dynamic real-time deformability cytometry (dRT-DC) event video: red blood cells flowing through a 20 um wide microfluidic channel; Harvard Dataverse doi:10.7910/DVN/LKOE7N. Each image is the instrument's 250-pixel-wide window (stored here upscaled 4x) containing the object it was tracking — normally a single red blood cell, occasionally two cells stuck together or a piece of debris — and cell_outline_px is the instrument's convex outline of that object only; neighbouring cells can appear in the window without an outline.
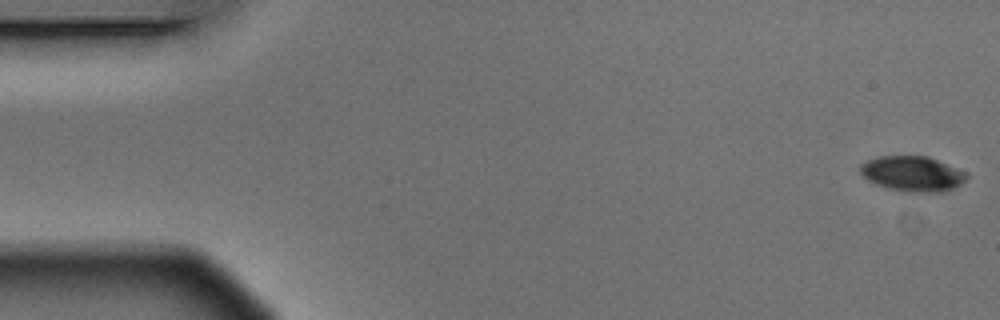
{"species": "Egyptian fruit bat (a non-hibernating species)", "species_latin": "Rousettus aegyptiacus", "temperature_condition": "warm", "stored_images_in_passage": 5, "camera_frame_rate_fps": 3000, "um_per_image_px": 0.085, "animal": {"sex": "male"}, "frame": {"image": 1, "passage_image": 1, "time_ms": 0.0, "image_size_px": [1000, 320], "cell_outline_px": [[968, 176], [960, 184], [944, 192], [908, 192], [888, 188], [876, 184], [868, 180], [860, 172], [860, 164], [868, 160], [880, 156], [928, 156], [964, 172]], "centroid_in_image_um": [77.53, 14.77], "position_along_channel_um": 7.5, "area_um2": 21.5}}
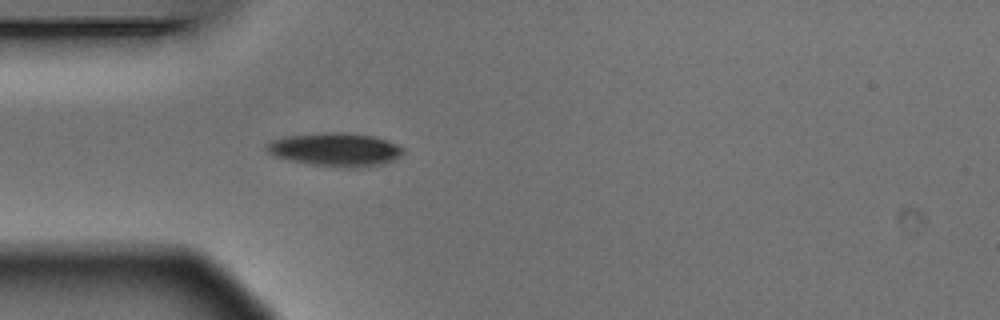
{"frame": {"image": 2, "passage_image": 5, "time_ms": 1.333, "image_size_px": [1000, 320], "cell_outline_px": [[404, 152], [396, 160], [384, 164], [348, 168], [316, 164], [288, 160], [276, 156], [268, 152], [264, 148], [264, 144], [272, 140], [288, 136], [332, 132], [344, 132], [372, 136], [396, 144], [404, 148]], "centroid_in_image_um": [28.52, 12.71], "position_along_channel_um": 56.5, "area_um2": 26.3}}